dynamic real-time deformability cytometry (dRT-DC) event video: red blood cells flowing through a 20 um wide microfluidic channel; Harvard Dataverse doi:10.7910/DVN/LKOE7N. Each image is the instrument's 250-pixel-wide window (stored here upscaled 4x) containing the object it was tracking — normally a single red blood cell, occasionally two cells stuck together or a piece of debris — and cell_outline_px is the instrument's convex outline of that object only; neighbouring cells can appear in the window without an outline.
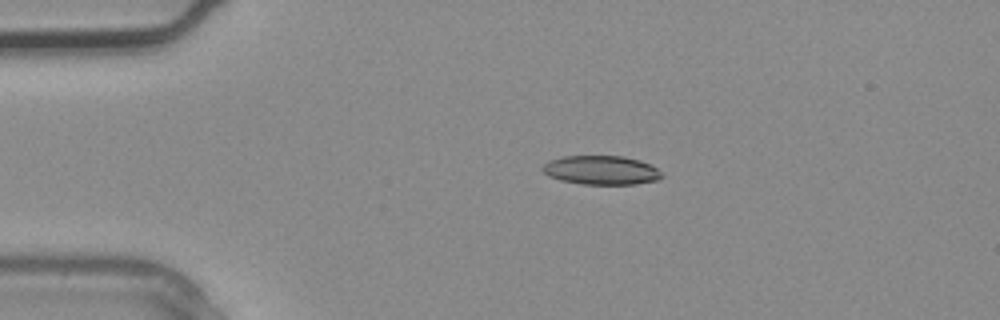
{"species": "common noctule bat (a hibernating species)", "species_latin": "Nyctalus noctula", "temperature_condition": "warm", "stored_images_in_passage": 3, "camera_frame_rate_fps": 3000, "um_per_image_px": 0.085, "animal": {"sex": "male", "body_mass_g": 20.4}, "frame": {"image": 1, "passage_image": 2, "time_ms": 0.333, "image_size_px": [1000, 320], "cell_outline_px": [[664, 176], [656, 180], [636, 184], [580, 184], [560, 180], [548, 176], [540, 168], [548, 160], [564, 156], [624, 156], [640, 160], [656, 168]], "centroid_in_image_um": [51.07, 14.46], "position_along_channel_um": 33.9, "area_um2": 20.17}}